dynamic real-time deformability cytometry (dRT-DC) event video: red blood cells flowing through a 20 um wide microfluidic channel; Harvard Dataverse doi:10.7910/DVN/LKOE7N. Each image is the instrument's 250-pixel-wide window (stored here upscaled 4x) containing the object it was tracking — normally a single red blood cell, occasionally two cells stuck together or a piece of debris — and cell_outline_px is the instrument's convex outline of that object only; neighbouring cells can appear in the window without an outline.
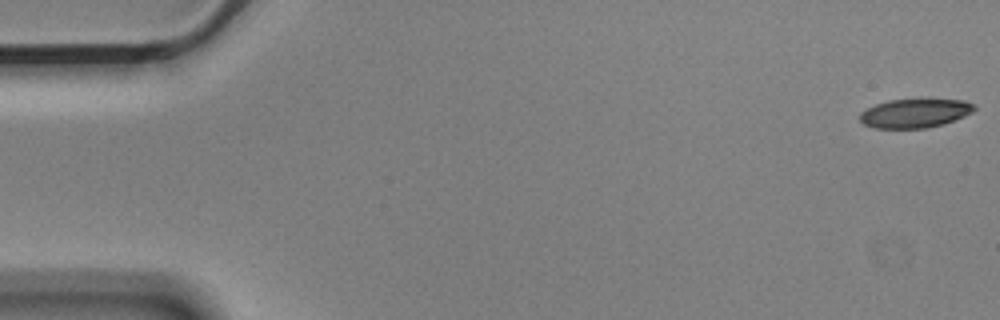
{"species": "Egyptian fruit bat (a non-hibernating species)", "species_latin": "Rousettus aegyptiacus", "temperature_condition": "cold", "stored_images_in_passage": 5, "camera_frame_rate_fps": 3000, "um_per_image_px": 0.085, "animal": {"sex": "male"}, "frame": {"image": 1, "passage_image": 1, "time_ms": 0.0, "image_size_px": [1000, 320], "cell_outline_px": [[976, 108], [972, 112], [964, 116], [944, 124], [928, 128], [872, 128], [864, 124], [860, 120], [860, 112], [876, 104], [888, 100], [964, 100], [976, 104]], "centroid_in_image_um": [77.77, 9.64], "position_along_channel_um": 7.2, "area_um2": 19.19}}
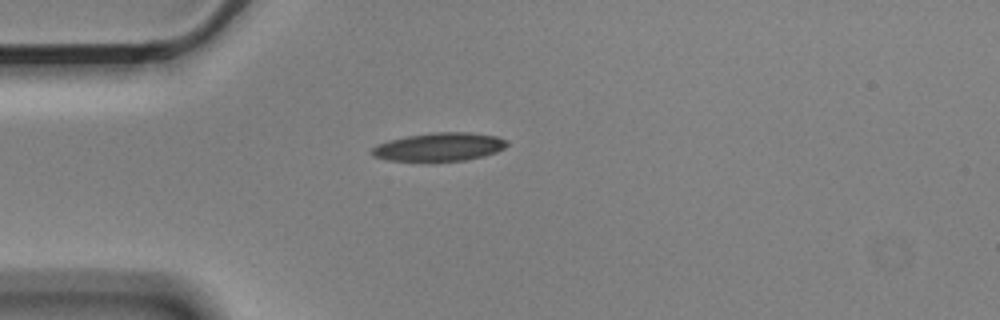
{"frame": {"image": 2, "passage_image": 5, "time_ms": 1.333, "image_size_px": [1000, 320], "cell_outline_px": [[508, 144], [504, 148], [496, 152], [484, 156], [464, 160], [388, 160], [372, 156], [372, 148], [380, 144], [392, 140], [408, 136], [436, 132], [468, 132], [496, 136], [508, 140]], "centroid_in_image_um": [37.4, 12.47], "position_along_channel_um": 47.6, "area_um2": 21.79}}